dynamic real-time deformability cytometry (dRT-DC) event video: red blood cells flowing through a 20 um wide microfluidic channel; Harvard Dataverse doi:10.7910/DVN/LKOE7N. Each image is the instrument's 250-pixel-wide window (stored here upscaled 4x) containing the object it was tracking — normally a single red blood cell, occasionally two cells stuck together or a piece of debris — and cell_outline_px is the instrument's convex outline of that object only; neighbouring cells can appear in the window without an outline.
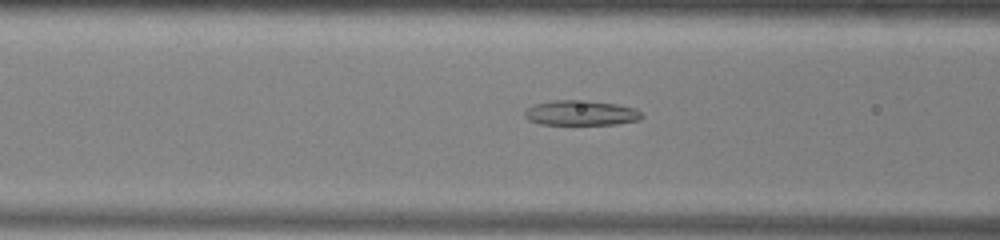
{"species": "common noctule bat (a hibernating species)", "species_latin": "Nyctalus noctula", "temperature_condition": "warm", "stored_images_in_passage": 46, "camera_frame_rate_fps": 3000, "um_per_image_px": 0.085, "animal": {"sex": "male", "body_mass_g": 13.0, "forearm_length_mm": 53.1}, "frame": {"image": 1, "passage_image": 14, "time_ms": 4.333, "image_size_px": [1000, 240], "cell_outline_px": [[644, 116], [640, 120], [616, 124], [540, 124], [528, 120], [524, 116], [524, 112], [532, 104], [552, 100], [588, 100], [616, 104], [636, 108]], "centroid_in_image_um": [49.37, 9.59], "position_along_channel_um": 117.2, "area_um2": 17.22}}
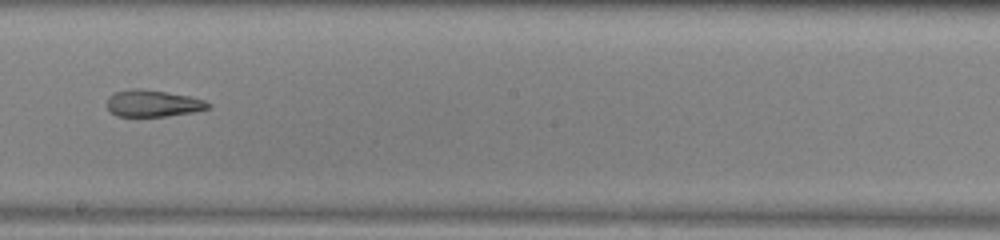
{"frame": {"image": 2, "passage_image": 23, "time_ms": 7.333, "image_size_px": [1000, 240], "cell_outline_px": [[212, 108], [192, 112], [168, 116], [116, 116], [108, 108], [108, 96], [116, 92], [132, 88], [140, 88], [188, 96], [204, 100], [212, 104]], "centroid_in_image_um": [13.02, 8.79], "position_along_channel_um": 235.2, "area_um2": 15.66}}
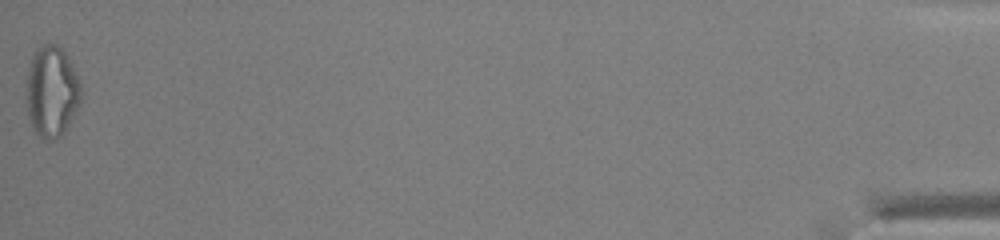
{"frame": {"image": 3, "passage_image": 46, "time_ms": 15.0, "image_size_px": [1000, 240], "cell_outline_px": [[80, 100], [64, 132], [60, 136], [52, 140], [48, 140], [40, 136], [32, 128], [28, 116], [28, 68], [32, 56], [44, 44], [56, 44], [68, 56], [80, 84]], "centroid_in_image_um": [4.39, 7.78], "position_along_channel_um": 430.8, "area_um2": 28.09}, "authors_computed_cell_mechanics": {"area_um2": 19.3919, "velocity_mm_per_s": 3.9435, "shape_relaxation_time_tau1_ms": null, "shape_relaxation_time_tau2_ms": 3.0523, "deformation_change_tau1": null, "deformation_change_tau2": 0.124}}